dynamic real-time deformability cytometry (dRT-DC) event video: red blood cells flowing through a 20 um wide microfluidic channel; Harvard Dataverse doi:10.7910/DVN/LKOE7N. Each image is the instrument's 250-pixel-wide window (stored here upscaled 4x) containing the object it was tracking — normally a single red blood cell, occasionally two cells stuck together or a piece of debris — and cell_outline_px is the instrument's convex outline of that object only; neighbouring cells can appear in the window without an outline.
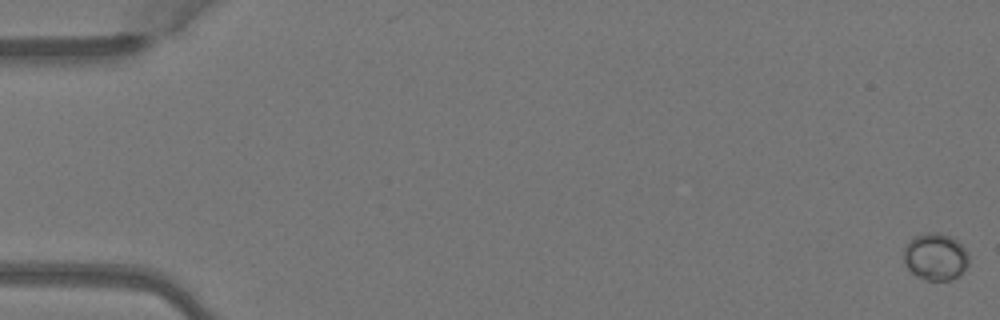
{"species": "Egyptian fruit bat (a non-hibernating species)", "species_latin": "Rousettus aegyptiacus", "temperature_condition": "warm", "stored_images_in_passage": 5, "camera_frame_rate_fps": 3000, "um_per_image_px": 0.085, "animal": {"sex": "female"}, "frame": {"image": 1, "passage_image": 1, "time_ms": 0.0, "image_size_px": [1000, 320], "cell_outline_px": [[968, 264], [952, 280], [928, 280], [916, 276], [904, 264], [904, 248], [916, 236], [928, 232], [936, 232], [948, 236], [956, 240], [968, 252]], "centroid_in_image_um": [79.5, 21.83], "position_along_channel_um": 5.5, "area_um2": 17.46}}
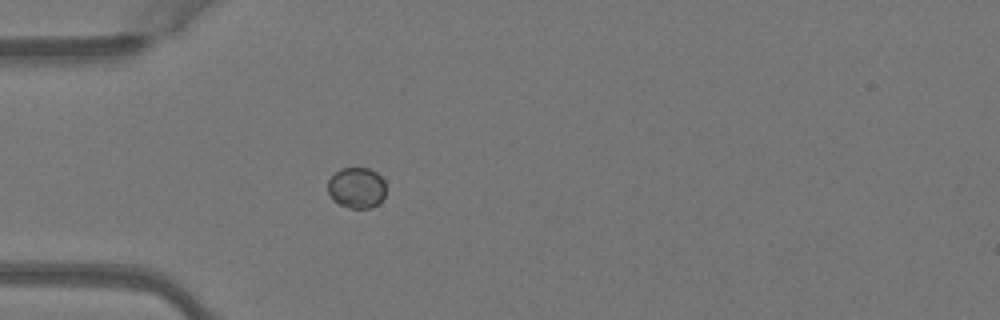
{"frame": {"image": 2, "passage_image": 5, "time_ms": 1.333, "image_size_px": [1000, 320], "cell_outline_px": [[384, 196], [376, 204], [368, 208], [348, 208], [332, 200], [328, 192], [328, 180], [340, 168], [368, 168], [376, 172], [384, 180]], "centroid_in_image_um": [30.28, 15.95], "position_along_channel_um": 54.7, "area_um2": 13.7}}